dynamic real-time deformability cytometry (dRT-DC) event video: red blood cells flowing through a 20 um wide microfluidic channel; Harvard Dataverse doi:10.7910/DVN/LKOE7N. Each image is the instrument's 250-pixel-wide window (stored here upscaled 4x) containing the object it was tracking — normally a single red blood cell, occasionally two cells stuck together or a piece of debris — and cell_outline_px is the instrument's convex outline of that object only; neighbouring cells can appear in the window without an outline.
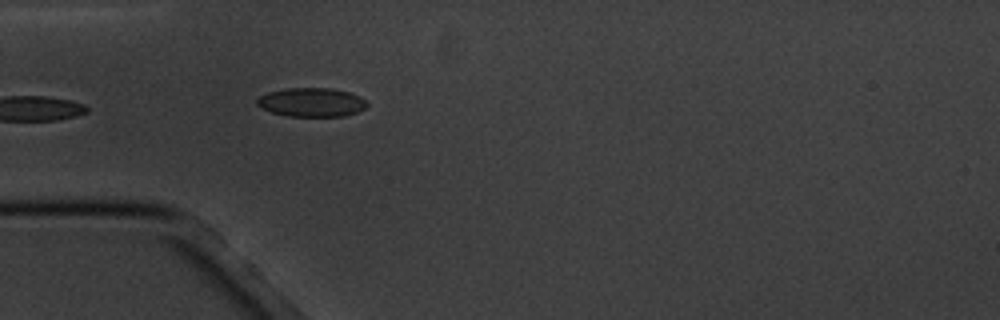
{"species": "common noctule bat (a hibernating species)", "species_latin": "Nyctalus noctula", "temperature_condition": "cold", "stored_images_in_passage": 5, "camera_frame_rate_fps": 3000, "um_per_image_px": 0.085, "animal": {"sex": "male", "body_mass_g": 20.1, "forearm_length_mm": 53.5}, "frame": {"image": 1, "passage_image": 5, "time_ms": 5.667, "image_size_px": [1000, 320], "cell_outline_px": [[368, 104], [364, 108], [356, 112], [344, 116], [288, 116], [272, 112], [260, 108], [256, 104], [256, 100], [260, 96], [268, 92], [288, 88], [332, 88], [348, 92], [360, 96]], "centroid_in_image_um": [26.46, 8.69], "position_along_channel_um": 58.5, "area_um2": 18.44}}